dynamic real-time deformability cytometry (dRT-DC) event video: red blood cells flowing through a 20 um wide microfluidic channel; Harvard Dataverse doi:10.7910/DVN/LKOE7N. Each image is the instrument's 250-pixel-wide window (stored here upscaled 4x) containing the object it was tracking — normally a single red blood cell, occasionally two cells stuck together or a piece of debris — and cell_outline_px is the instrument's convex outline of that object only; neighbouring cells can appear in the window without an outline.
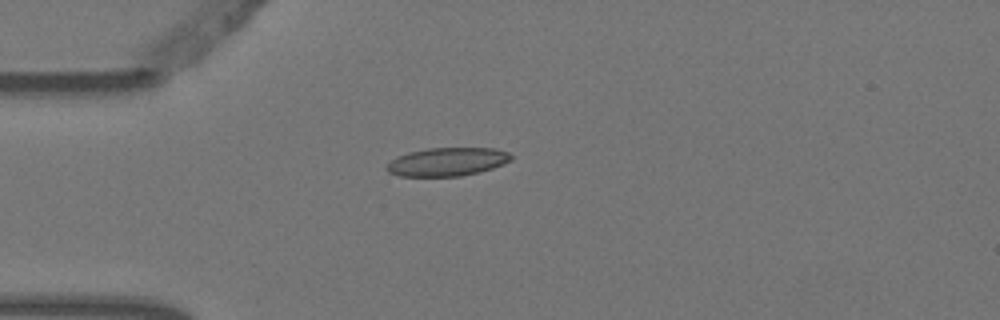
{"species": "Egyptian fruit bat (a non-hibernating species)", "species_latin": "Rousettus aegyptiacus", "temperature_condition": "warm", "stored_images_in_passage": 5, "camera_frame_rate_fps": 3000, "um_per_image_px": 0.085, "animal": {"sex": "female"}, "frame": {"image": 1, "passage_image": 4, "time_ms": 1.0, "image_size_px": [1000, 320], "cell_outline_px": [[512, 160], [504, 164], [480, 172], [460, 176], [400, 176], [388, 172], [384, 168], [396, 156], [408, 152], [428, 148], [496, 148], [508, 152], [512, 156]], "centroid_in_image_um": [38.02, 13.75], "position_along_channel_um": 47.0, "area_um2": 20.69}}